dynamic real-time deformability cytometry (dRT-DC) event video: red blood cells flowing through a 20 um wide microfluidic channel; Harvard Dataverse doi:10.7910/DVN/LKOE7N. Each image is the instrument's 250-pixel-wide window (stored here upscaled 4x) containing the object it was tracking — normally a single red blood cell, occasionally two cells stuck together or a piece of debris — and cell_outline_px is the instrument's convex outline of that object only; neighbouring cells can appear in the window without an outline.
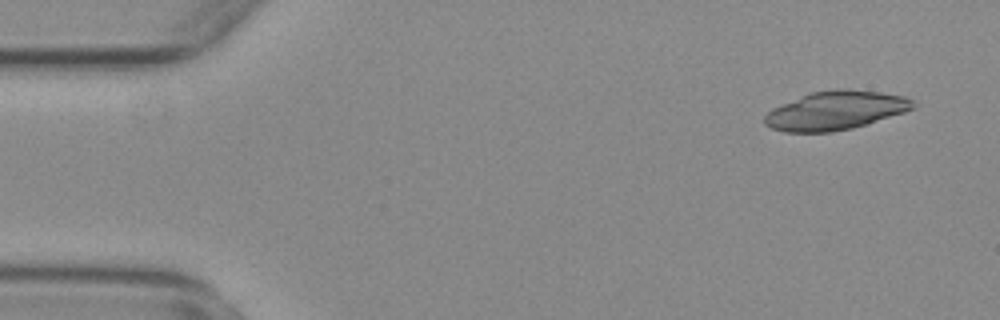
{"species": "common noctule bat (a hibernating species)", "species_latin": "Nyctalus noctula", "temperature_condition": "warm", "stored_images_in_passage": 16, "camera_frame_rate_fps": 3000, "um_per_image_px": 0.085, "animal": {"sex": "female", "body_mass_g": 29.2, "forearm_length_mm": 56.3}, "frame": {"image": 1, "passage_image": 3, "time_ms": 0.667, "image_size_px": [1000, 320], "cell_outline_px": [[916, 108], [904, 112], [852, 128], [832, 132], [784, 132], [772, 128], [764, 124], [764, 116], [772, 108], [812, 92], [840, 88], [880, 92], [904, 96], [912, 100], [916, 104]], "centroid_in_image_um": [71.02, 9.39], "position_along_channel_um": 14.0, "area_um2": 33.23}}